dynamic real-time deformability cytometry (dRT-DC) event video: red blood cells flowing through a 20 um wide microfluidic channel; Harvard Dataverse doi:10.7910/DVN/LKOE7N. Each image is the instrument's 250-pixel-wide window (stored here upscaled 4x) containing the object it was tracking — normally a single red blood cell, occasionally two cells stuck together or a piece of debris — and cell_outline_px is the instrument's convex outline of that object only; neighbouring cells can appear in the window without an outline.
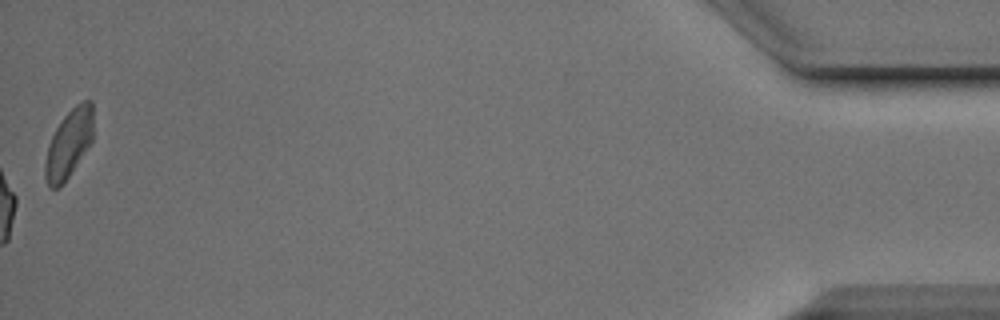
{"species": "Egyptian fruit bat (a non-hibernating species)", "species_latin": "Rousettus aegyptiacus", "temperature_condition": "cold", "stored_images_in_passage": 50, "camera_frame_rate_fps": 3000, "um_per_image_px": 0.085, "animal": {"sex": "male"}, "frame": {"image": 1, "passage_image": 50, "time_ms": 16.333, "image_size_px": [1000, 320], "cell_outline_px": [[92, 140], [68, 176], [56, 188], [48, 188], [44, 176], [44, 164], [48, 144], [56, 128], [64, 116], [76, 104], [84, 100], [92, 100]], "centroid_in_image_um": [5.82, 12.2], "position_along_channel_um": 429.4, "area_um2": 18.73}, "authors_computed_cell_mechanics": {"area_um2": 17.9758, "velocity_mm_per_s": 3.8922, "shape_relaxation_time_tau1_ms": 3.3476, "shape_relaxation_time_tau2_ms": 1.5888, "deformation_change_tau1": 0.1298, "deformation_change_tau2": 0.0836}}